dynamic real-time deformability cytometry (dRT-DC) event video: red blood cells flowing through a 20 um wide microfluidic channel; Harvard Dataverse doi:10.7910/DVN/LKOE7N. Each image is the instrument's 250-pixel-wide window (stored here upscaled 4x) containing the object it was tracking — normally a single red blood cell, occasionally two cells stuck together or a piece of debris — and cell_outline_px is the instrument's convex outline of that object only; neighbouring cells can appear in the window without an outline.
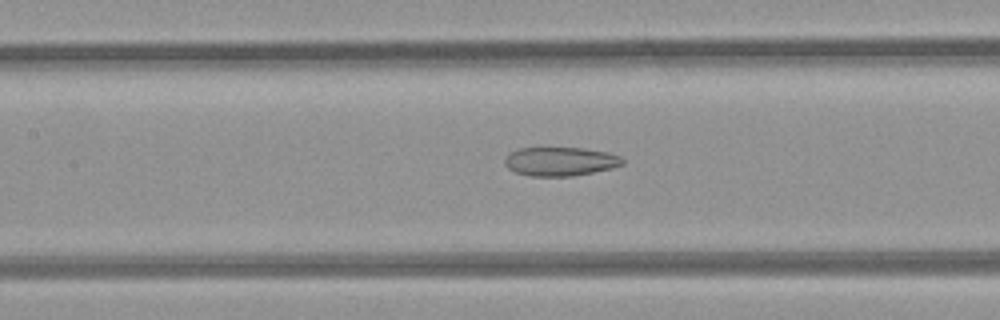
{"species": "common noctule bat (a hibernating species)", "species_latin": "Nyctalus noctula", "temperature_condition": "room temperature", "stored_images_in_passage": 35, "camera_frame_rate_fps": 3000, "um_per_image_px": 0.085, "animal": {"sex": "female", "body_mass_g": 21.9}, "frame": {"image": 1, "passage_image": 8, "time_ms": 2.333, "image_size_px": [1000, 320], "cell_outline_px": [[624, 164], [612, 168], [572, 176], [528, 176], [516, 172], [508, 168], [504, 164], [504, 160], [512, 152], [520, 148], [584, 148], [608, 152], [620, 156], [624, 160]], "centroid_in_image_um": [47.65, 13.72], "position_along_channel_um": 159.8, "area_um2": 19.71}}
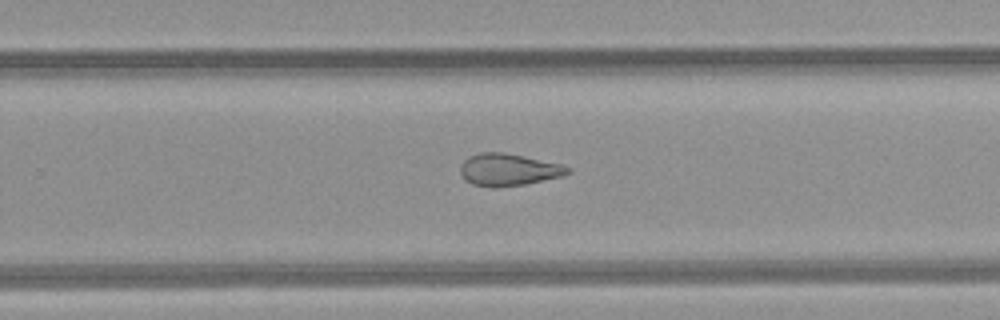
{"frame": {"image": 2, "passage_image": 17, "time_ms": 5.333, "image_size_px": [1000, 320], "cell_outline_px": [[572, 172], [564, 176], [524, 184], [496, 188], [492, 188], [472, 184], [464, 180], [460, 172], [460, 164], [468, 156], [480, 152], [504, 152], [560, 164], [572, 168]], "centroid_in_image_um": [43.2, 14.43], "position_along_channel_um": 286.6, "area_um2": 20.35}}
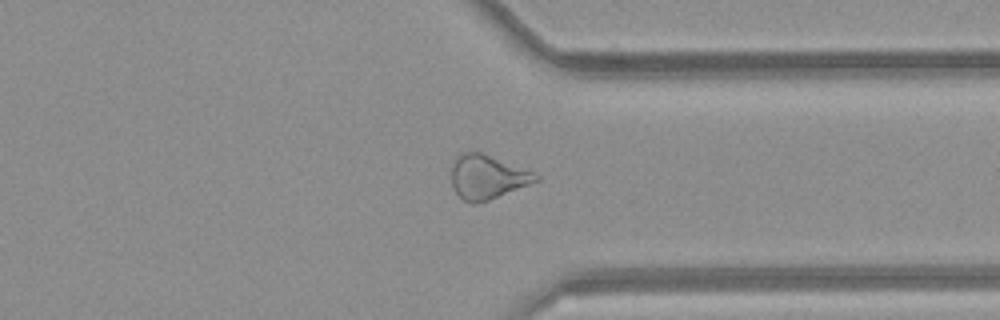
{"frame": {"image": 3, "passage_image": 23, "time_ms": 7.333, "image_size_px": [1000, 320], "cell_outline_px": [[540, 180], [488, 200], [476, 204], [472, 204], [464, 200], [456, 192], [452, 184], [452, 164], [456, 156], [460, 152], [480, 152], [536, 172], [540, 176]], "centroid_in_image_um": [41.43, 15.03], "position_along_channel_um": 370.0, "area_um2": 21.62}, "authors_computed_cell_mechanics": {"area_um2": 21.097, "velocity_mm_per_s": 4.2401, "shape_relaxation_time_tau1_ms": null, "shape_relaxation_time_tau2_ms": 4.4959, "deformation_change_tau1": null, "deformation_change_tau2": 0.1531}}